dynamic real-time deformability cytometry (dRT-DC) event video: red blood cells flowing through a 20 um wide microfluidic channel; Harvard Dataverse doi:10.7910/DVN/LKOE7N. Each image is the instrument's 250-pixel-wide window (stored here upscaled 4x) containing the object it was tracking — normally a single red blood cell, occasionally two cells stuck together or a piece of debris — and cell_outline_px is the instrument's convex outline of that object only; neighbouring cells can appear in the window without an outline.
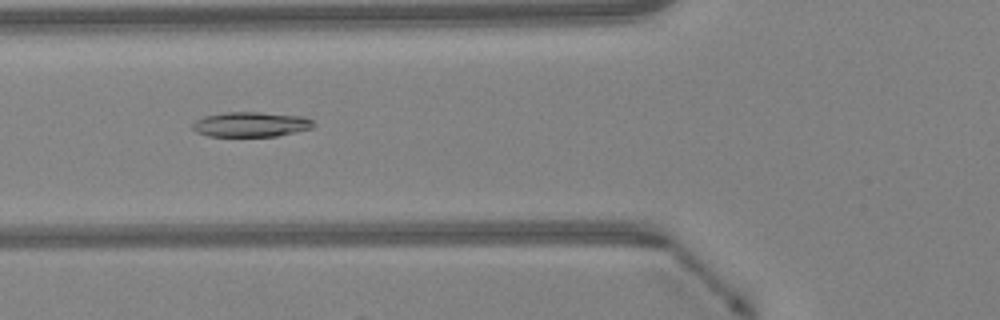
{"species": "Egyptian fruit bat (a non-hibernating species)", "species_latin": "Rousettus aegyptiacus", "temperature_condition": "warm", "stored_images_in_passage": 38, "camera_frame_rate_fps": 3000, "um_per_image_px": 0.085, "animal": {"sex": "female"}, "frame": {"image": 1, "passage_image": 9, "time_ms": 2.667, "image_size_px": [1000, 320], "cell_outline_px": [[316, 124], [312, 128], [276, 136], [208, 136], [196, 132], [192, 128], [192, 124], [196, 120], [204, 116], [224, 112], [260, 112], [304, 116], [312, 120]], "centroid_in_image_um": [21.32, 10.56], "position_along_channel_um": 104.5, "area_um2": 17.63}}
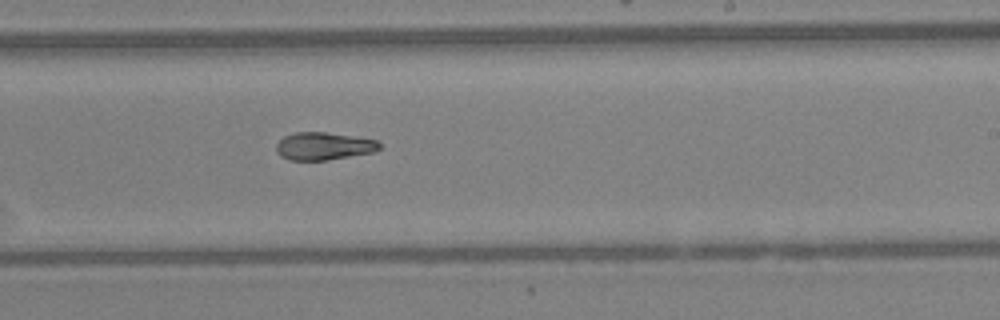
{"frame": {"image": 2, "passage_image": 20, "time_ms": 6.333, "image_size_px": [1000, 320], "cell_outline_px": [[380, 148], [372, 152], [328, 160], [288, 160], [280, 156], [276, 152], [276, 144], [284, 136], [296, 132], [324, 132], [352, 136], [376, 140], [380, 144]], "centroid_in_image_um": [27.46, 12.42], "position_along_channel_um": 261.5, "area_um2": 16.53}}
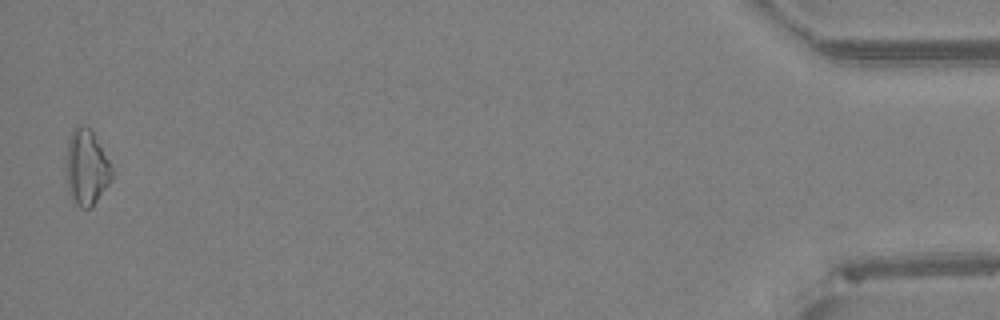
{"frame": {"image": 3, "passage_image": 38, "time_ms": 12.333, "image_size_px": [1000, 320], "cell_outline_px": [[116, 172], [112, 180], [92, 208], [80, 208], [76, 204], [68, 192], [68, 136], [76, 124], [84, 124], [92, 128]], "centroid_in_image_um": [7.42, 14.2], "position_along_channel_um": 427.8, "area_um2": 20.58}, "authors_computed_cell_mechanics": {"area_um2": 17.4845, "velocity_mm_per_s": 4.2979, "shape_relaxation_time_tau1_ms": 5.0999, "shape_relaxation_time_tau2_ms": 3.7555, "deformation_change_tau1": 0.157, "deformation_change_tau2": 0.107}}